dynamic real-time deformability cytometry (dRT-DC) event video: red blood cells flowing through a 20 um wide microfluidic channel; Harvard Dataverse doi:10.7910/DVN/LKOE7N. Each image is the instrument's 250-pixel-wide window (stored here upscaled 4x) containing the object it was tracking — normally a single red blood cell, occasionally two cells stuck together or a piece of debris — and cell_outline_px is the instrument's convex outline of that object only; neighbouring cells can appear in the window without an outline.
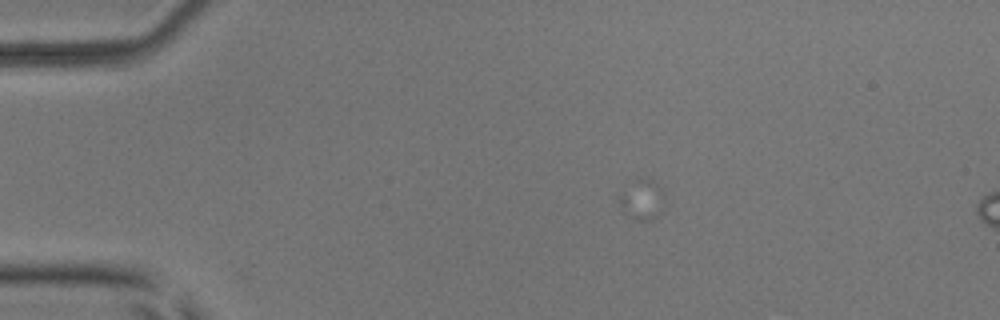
{"species": "common noctule bat (a hibernating species)", "species_latin": "Nyctalus noctula", "temperature_condition": "room temperature", "stored_images_in_passage": 9, "camera_frame_rate_fps": 3000, "um_per_image_px": 0.085, "animal": {"sex": "male", "body_mass_g": 17.9, "forearm_length_mm": 54.2}, "frame": {"image": 1, "passage_image": 1, "time_ms": 0.0, "image_size_px": [1000, 320], "cell_outline_px": [[664, 196], [656, 216], [652, 220], [640, 220], [624, 212], [620, 208], [620, 192], [624, 184], [636, 180], [652, 176], [664, 192]], "centroid_in_image_um": [54.54, 16.87], "position_along_channel_um": 30.5, "area_um2": 10.58}}